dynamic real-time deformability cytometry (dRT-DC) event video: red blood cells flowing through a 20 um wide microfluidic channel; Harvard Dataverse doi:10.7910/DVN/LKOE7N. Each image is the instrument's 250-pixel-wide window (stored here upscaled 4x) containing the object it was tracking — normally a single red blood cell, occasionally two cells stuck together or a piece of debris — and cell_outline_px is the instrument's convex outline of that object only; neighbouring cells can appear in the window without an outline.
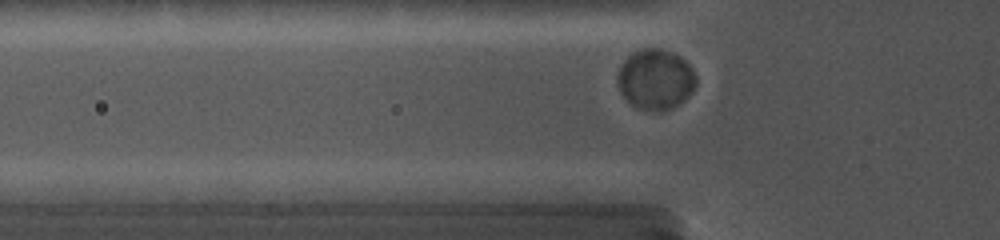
{"species": "common noctule bat (a hibernating species)", "species_latin": "Nyctalus noctula", "temperature_condition": "cold", "stored_images_in_passage": 44, "camera_frame_rate_fps": 5000, "um_per_image_px": 0.085, "animal": {"sex": "female", "body_mass_g": 19.0, "forearm_length_mm": 56.7}, "frame": {"image": 1, "passage_image": 4, "time_ms": 1.2, "image_size_px": [1000, 240], "cell_outline_px": [[696, 84], [692, 92], [688, 96], [672, 108], [660, 112], [636, 108], [620, 92], [616, 80], [616, 76], [620, 64], [632, 52], [644, 48], [660, 48], [672, 52], [680, 56], [692, 68], [696, 76]], "centroid_in_image_um": [55.7, 6.74], "position_along_channel_um": 70.1, "area_um2": 27.86}}
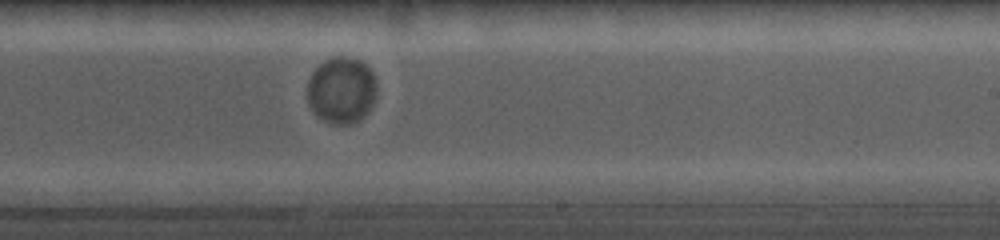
{"frame": {"image": 2, "passage_image": 22, "time_ms": 6.4, "image_size_px": [1000, 240], "cell_outline_px": [[376, 96], [372, 104], [364, 116], [352, 124], [336, 124], [324, 120], [312, 108], [308, 100], [308, 80], [312, 72], [320, 64], [332, 56], [344, 56], [360, 60], [372, 72], [376, 80]], "centroid_in_image_um": [29.05, 7.64], "position_along_channel_um": 260.0, "area_um2": 26.65}}
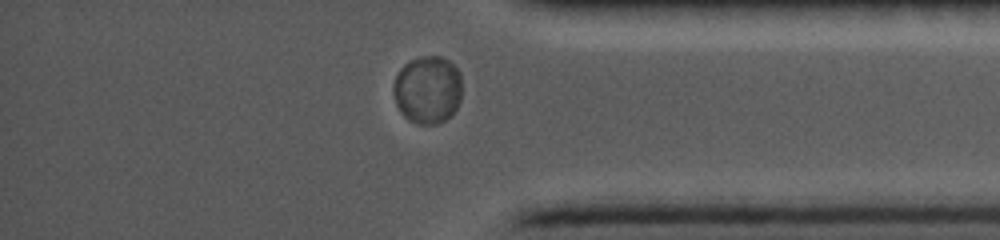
{"frame": {"image": 3, "passage_image": 34, "time_ms": 10.2, "image_size_px": [1000, 240], "cell_outline_px": [[460, 100], [456, 108], [444, 120], [436, 124], [420, 124], [408, 120], [400, 112], [396, 104], [392, 92], [392, 84], [400, 68], [404, 64], [420, 56], [440, 56], [448, 60], [460, 72]], "centroid_in_image_um": [36.31, 7.62], "position_along_channel_um": 398.9, "area_um2": 27.11}}